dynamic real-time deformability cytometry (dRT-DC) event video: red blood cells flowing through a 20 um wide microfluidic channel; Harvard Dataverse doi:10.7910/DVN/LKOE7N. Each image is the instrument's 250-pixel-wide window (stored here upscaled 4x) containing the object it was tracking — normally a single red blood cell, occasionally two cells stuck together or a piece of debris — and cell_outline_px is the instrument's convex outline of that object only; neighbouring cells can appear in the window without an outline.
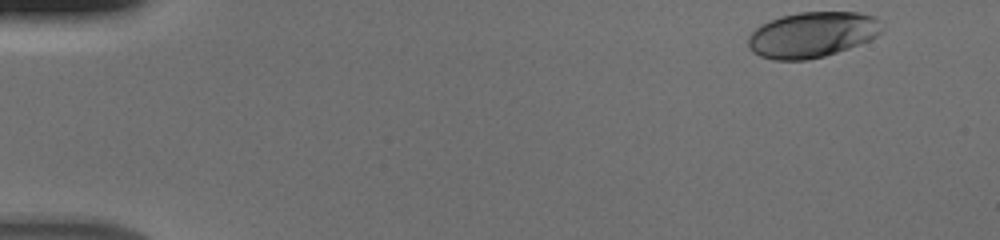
{"species": "human", "species_latin": "Homo sapiens", "temperature_condition": "cold", "stored_images_in_passage": 34, "camera_frame_rate_fps": 3000, "um_per_image_px": 0.085, "donor": {"sex": "male"}, "frame": {"image": 1, "passage_image": 1, "time_ms": 0.0, "image_size_px": [1000, 240], "cell_outline_px": [[884, 28], [876, 36], [860, 44], [824, 56], [808, 60], [772, 60], [760, 56], [752, 52], [748, 48], [748, 36], [760, 24], [780, 16], [800, 12], [856, 12], [872, 16], [880, 20]], "centroid_in_image_um": [69.01, 2.95], "position_along_channel_um": 16.0, "area_um2": 35.66}}
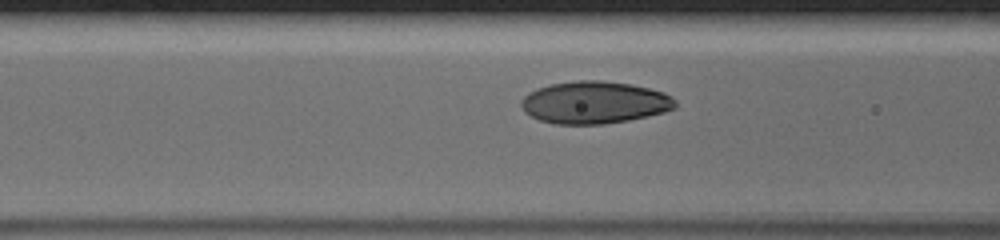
{"frame": {"image": 2, "passage_image": 19, "time_ms": 6.0, "image_size_px": [1000, 240], "cell_outline_px": [[676, 108], [664, 112], [648, 116], [628, 120], [604, 124], [556, 124], [540, 120], [524, 112], [520, 104], [520, 100], [528, 92], [536, 88], [552, 84], [576, 80], [600, 80], [632, 84], [664, 92], [672, 96], [676, 100]], "centroid_in_image_um": [50.53, 8.7], "position_along_channel_um": 116.1, "area_um2": 38.21}}
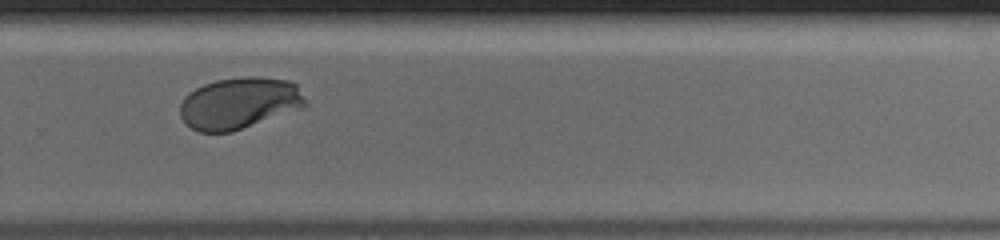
{"frame": {"image": 3, "passage_image": 34, "time_ms": 11.0, "image_size_px": [1000, 240], "cell_outline_px": [[308, 104], [304, 108], [232, 132], [200, 132], [184, 124], [180, 116], [180, 104], [184, 96], [196, 88], [204, 84], [216, 80], [248, 76], [252, 76], [288, 80], [296, 84]], "centroid_in_image_um": [20.34, 8.78], "position_along_channel_um": 309.5, "area_um2": 37.92}}